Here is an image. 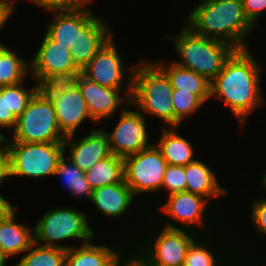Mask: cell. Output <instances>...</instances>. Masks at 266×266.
I'll list each match as a JSON object with an SVG mask.
<instances>
[{"mask_svg": "<svg viewBox=\"0 0 266 266\" xmlns=\"http://www.w3.org/2000/svg\"><path fill=\"white\" fill-rule=\"evenodd\" d=\"M262 68L250 50H235L210 82V98L227 105L241 127L251 112L266 104L260 87Z\"/></svg>", "mask_w": 266, "mask_h": 266, "instance_id": "6da1fadb", "label": "cell"}, {"mask_svg": "<svg viewBox=\"0 0 266 266\" xmlns=\"http://www.w3.org/2000/svg\"><path fill=\"white\" fill-rule=\"evenodd\" d=\"M195 34L249 49L244 39L255 27L246 18L241 0H201L185 18Z\"/></svg>", "mask_w": 266, "mask_h": 266, "instance_id": "7a4b0ae2", "label": "cell"}, {"mask_svg": "<svg viewBox=\"0 0 266 266\" xmlns=\"http://www.w3.org/2000/svg\"><path fill=\"white\" fill-rule=\"evenodd\" d=\"M172 92L169 78L153 61L143 59L136 64L129 105L144 116H156L168 126L175 127Z\"/></svg>", "mask_w": 266, "mask_h": 266, "instance_id": "3957f363", "label": "cell"}, {"mask_svg": "<svg viewBox=\"0 0 266 266\" xmlns=\"http://www.w3.org/2000/svg\"><path fill=\"white\" fill-rule=\"evenodd\" d=\"M169 37L181 59L174 63L204 76L209 82L222 71L225 61L236 50L227 42L197 35L186 25L180 33Z\"/></svg>", "mask_w": 266, "mask_h": 266, "instance_id": "277c9868", "label": "cell"}, {"mask_svg": "<svg viewBox=\"0 0 266 266\" xmlns=\"http://www.w3.org/2000/svg\"><path fill=\"white\" fill-rule=\"evenodd\" d=\"M4 147L6 179L54 176L57 165L65 154L63 142L4 141Z\"/></svg>", "mask_w": 266, "mask_h": 266, "instance_id": "5b68a950", "label": "cell"}, {"mask_svg": "<svg viewBox=\"0 0 266 266\" xmlns=\"http://www.w3.org/2000/svg\"><path fill=\"white\" fill-rule=\"evenodd\" d=\"M34 242L44 246L57 247L69 250L74 246H63L56 243L69 239L83 240L82 245L96 238L94 229L89 225L88 216L77 208H51L33 227ZM56 241V242H55Z\"/></svg>", "mask_w": 266, "mask_h": 266, "instance_id": "8992f818", "label": "cell"}, {"mask_svg": "<svg viewBox=\"0 0 266 266\" xmlns=\"http://www.w3.org/2000/svg\"><path fill=\"white\" fill-rule=\"evenodd\" d=\"M12 132V138L6 136L4 141L55 143L65 140V136L59 130L52 101L40 90L17 118Z\"/></svg>", "mask_w": 266, "mask_h": 266, "instance_id": "52a82bcc", "label": "cell"}, {"mask_svg": "<svg viewBox=\"0 0 266 266\" xmlns=\"http://www.w3.org/2000/svg\"><path fill=\"white\" fill-rule=\"evenodd\" d=\"M159 229L157 231L159 233L156 232L157 235L151 234L153 236L150 241V237H148V241L145 239L146 246L138 244L136 246L138 249L135 248L136 250L131 251L145 266H184L189 245L199 234H205V232L198 233L190 229L167 228L164 226L159 227Z\"/></svg>", "mask_w": 266, "mask_h": 266, "instance_id": "ba28073f", "label": "cell"}, {"mask_svg": "<svg viewBox=\"0 0 266 266\" xmlns=\"http://www.w3.org/2000/svg\"><path fill=\"white\" fill-rule=\"evenodd\" d=\"M124 181L134 196L162 190V181L167 162L153 143L138 153L126 156Z\"/></svg>", "mask_w": 266, "mask_h": 266, "instance_id": "9c48e42d", "label": "cell"}, {"mask_svg": "<svg viewBox=\"0 0 266 266\" xmlns=\"http://www.w3.org/2000/svg\"><path fill=\"white\" fill-rule=\"evenodd\" d=\"M113 37L114 35L98 50L90 63L83 69V74L101 86L120 90L123 88V94L131 98L133 73L136 64L127 70L128 73H125L124 59L120 56ZM125 74L129 77H127L128 83L124 84L126 87L123 86V79L126 78Z\"/></svg>", "mask_w": 266, "mask_h": 266, "instance_id": "30bf717a", "label": "cell"}, {"mask_svg": "<svg viewBox=\"0 0 266 266\" xmlns=\"http://www.w3.org/2000/svg\"><path fill=\"white\" fill-rule=\"evenodd\" d=\"M105 133L111 153L122 158L152 145L148 140L145 116L137 110L122 109L117 125L110 133Z\"/></svg>", "mask_w": 266, "mask_h": 266, "instance_id": "8fae6325", "label": "cell"}, {"mask_svg": "<svg viewBox=\"0 0 266 266\" xmlns=\"http://www.w3.org/2000/svg\"><path fill=\"white\" fill-rule=\"evenodd\" d=\"M168 199L159 208L163 211V214L174 221H165L162 224L167 228H178V229H196L202 230L204 224V216L206 213V208L208 207V201L206 198L190 193L188 191L176 192L173 194H168ZM176 223V225L174 224ZM203 223V224H202ZM203 225V226H202ZM194 226L201 227L197 230ZM190 227V228H189Z\"/></svg>", "mask_w": 266, "mask_h": 266, "instance_id": "7c38bea8", "label": "cell"}, {"mask_svg": "<svg viewBox=\"0 0 266 266\" xmlns=\"http://www.w3.org/2000/svg\"><path fill=\"white\" fill-rule=\"evenodd\" d=\"M39 50L29 62V77L40 84L48 75L77 68L71 49L52 40L46 33Z\"/></svg>", "mask_w": 266, "mask_h": 266, "instance_id": "4fadbf2b", "label": "cell"}, {"mask_svg": "<svg viewBox=\"0 0 266 266\" xmlns=\"http://www.w3.org/2000/svg\"><path fill=\"white\" fill-rule=\"evenodd\" d=\"M78 87L86 101L91 120L96 123L103 118H111L121 108V104H130V98L126 94H121L123 90L101 86L84 74Z\"/></svg>", "mask_w": 266, "mask_h": 266, "instance_id": "5bb4252c", "label": "cell"}, {"mask_svg": "<svg viewBox=\"0 0 266 266\" xmlns=\"http://www.w3.org/2000/svg\"><path fill=\"white\" fill-rule=\"evenodd\" d=\"M74 135L65 137L64 148L69 146L70 159L84 172L89 170L95 163L111 155L108 137L102 129L92 128L90 134L83 136L74 142Z\"/></svg>", "mask_w": 266, "mask_h": 266, "instance_id": "9a60e30c", "label": "cell"}, {"mask_svg": "<svg viewBox=\"0 0 266 266\" xmlns=\"http://www.w3.org/2000/svg\"><path fill=\"white\" fill-rule=\"evenodd\" d=\"M47 97L52 101L59 130L65 137L75 135L77 128L86 118L91 120L86 101L78 86L71 87L62 94Z\"/></svg>", "mask_w": 266, "mask_h": 266, "instance_id": "2e32d148", "label": "cell"}, {"mask_svg": "<svg viewBox=\"0 0 266 266\" xmlns=\"http://www.w3.org/2000/svg\"><path fill=\"white\" fill-rule=\"evenodd\" d=\"M18 208L12 205L0 216V261L7 266V260L24 254L34 242V233L24 224L16 223Z\"/></svg>", "mask_w": 266, "mask_h": 266, "instance_id": "e0dca14e", "label": "cell"}, {"mask_svg": "<svg viewBox=\"0 0 266 266\" xmlns=\"http://www.w3.org/2000/svg\"><path fill=\"white\" fill-rule=\"evenodd\" d=\"M103 18L105 19L102 15H94L79 30L78 44L71 49L73 63L77 68L84 69L104 43L113 36L108 22H104Z\"/></svg>", "mask_w": 266, "mask_h": 266, "instance_id": "ac0fdd59", "label": "cell"}, {"mask_svg": "<svg viewBox=\"0 0 266 266\" xmlns=\"http://www.w3.org/2000/svg\"><path fill=\"white\" fill-rule=\"evenodd\" d=\"M87 6L71 10H56L46 34L67 49H73L79 41V30L94 16Z\"/></svg>", "mask_w": 266, "mask_h": 266, "instance_id": "d6986e66", "label": "cell"}, {"mask_svg": "<svg viewBox=\"0 0 266 266\" xmlns=\"http://www.w3.org/2000/svg\"><path fill=\"white\" fill-rule=\"evenodd\" d=\"M95 243L94 238V241L80 246L74 244L73 248L67 250L65 266H118L130 252V247L128 252H123L122 248L118 252V249L115 250L110 245Z\"/></svg>", "mask_w": 266, "mask_h": 266, "instance_id": "ffe728a7", "label": "cell"}, {"mask_svg": "<svg viewBox=\"0 0 266 266\" xmlns=\"http://www.w3.org/2000/svg\"><path fill=\"white\" fill-rule=\"evenodd\" d=\"M134 198L132 190L123 180L121 183L94 189L90 202L105 217L117 218L123 216L127 211L129 212Z\"/></svg>", "mask_w": 266, "mask_h": 266, "instance_id": "44dd1931", "label": "cell"}, {"mask_svg": "<svg viewBox=\"0 0 266 266\" xmlns=\"http://www.w3.org/2000/svg\"><path fill=\"white\" fill-rule=\"evenodd\" d=\"M186 191L206 198L208 201L217 196L228 195L227 188H222L211 168L201 160H195L185 166Z\"/></svg>", "mask_w": 266, "mask_h": 266, "instance_id": "7402d4cb", "label": "cell"}, {"mask_svg": "<svg viewBox=\"0 0 266 266\" xmlns=\"http://www.w3.org/2000/svg\"><path fill=\"white\" fill-rule=\"evenodd\" d=\"M169 78L173 89L191 92L203 103L210 98V82L198 73L183 68L174 62L167 64V61H153Z\"/></svg>", "mask_w": 266, "mask_h": 266, "instance_id": "603a6c76", "label": "cell"}, {"mask_svg": "<svg viewBox=\"0 0 266 266\" xmlns=\"http://www.w3.org/2000/svg\"><path fill=\"white\" fill-rule=\"evenodd\" d=\"M163 126L162 135L155 143L167 165L186 166L194 162L195 148L190 141L178 134L179 127Z\"/></svg>", "mask_w": 266, "mask_h": 266, "instance_id": "cb8c5ba5", "label": "cell"}, {"mask_svg": "<svg viewBox=\"0 0 266 266\" xmlns=\"http://www.w3.org/2000/svg\"><path fill=\"white\" fill-rule=\"evenodd\" d=\"M85 176L93 190L99 187L121 183L124 180L123 158L111 154L85 171Z\"/></svg>", "mask_w": 266, "mask_h": 266, "instance_id": "d4e9b609", "label": "cell"}, {"mask_svg": "<svg viewBox=\"0 0 266 266\" xmlns=\"http://www.w3.org/2000/svg\"><path fill=\"white\" fill-rule=\"evenodd\" d=\"M0 42V87L20 84L29 76V62Z\"/></svg>", "mask_w": 266, "mask_h": 266, "instance_id": "484cf974", "label": "cell"}, {"mask_svg": "<svg viewBox=\"0 0 266 266\" xmlns=\"http://www.w3.org/2000/svg\"><path fill=\"white\" fill-rule=\"evenodd\" d=\"M56 175L63 179L64 187L71 195L79 198L86 196L89 202L91 201L93 189L87 181L85 172L78 168L70 159L67 161L65 154L57 165L54 176Z\"/></svg>", "mask_w": 266, "mask_h": 266, "instance_id": "4316f807", "label": "cell"}, {"mask_svg": "<svg viewBox=\"0 0 266 266\" xmlns=\"http://www.w3.org/2000/svg\"><path fill=\"white\" fill-rule=\"evenodd\" d=\"M14 266H65L67 250L33 242Z\"/></svg>", "mask_w": 266, "mask_h": 266, "instance_id": "83f0119b", "label": "cell"}, {"mask_svg": "<svg viewBox=\"0 0 266 266\" xmlns=\"http://www.w3.org/2000/svg\"><path fill=\"white\" fill-rule=\"evenodd\" d=\"M204 236L201 234L200 237L199 234V236L191 242L186 253L184 266H221L222 264V266H224L221 260L222 257L220 256L221 253L219 254L218 251H216L219 246L215 249V244L213 248V242L211 244H207V241L204 242V240H207V237L210 238V236L206 234H204Z\"/></svg>", "mask_w": 266, "mask_h": 266, "instance_id": "f1b7e54d", "label": "cell"}, {"mask_svg": "<svg viewBox=\"0 0 266 266\" xmlns=\"http://www.w3.org/2000/svg\"><path fill=\"white\" fill-rule=\"evenodd\" d=\"M82 75L81 68L50 74L39 84V90L45 96L62 94L71 87L78 86Z\"/></svg>", "mask_w": 266, "mask_h": 266, "instance_id": "f546056e", "label": "cell"}, {"mask_svg": "<svg viewBox=\"0 0 266 266\" xmlns=\"http://www.w3.org/2000/svg\"><path fill=\"white\" fill-rule=\"evenodd\" d=\"M171 97L175 113V127L180 126L186 117L195 114V111L204 104L193 93L180 91V89H173Z\"/></svg>", "mask_w": 266, "mask_h": 266, "instance_id": "4dcf8cb0", "label": "cell"}, {"mask_svg": "<svg viewBox=\"0 0 266 266\" xmlns=\"http://www.w3.org/2000/svg\"><path fill=\"white\" fill-rule=\"evenodd\" d=\"M39 90V84L31 86L29 89L24 87V81L20 84L8 86L9 109L18 118L26 109L28 102Z\"/></svg>", "mask_w": 266, "mask_h": 266, "instance_id": "1f68e13d", "label": "cell"}, {"mask_svg": "<svg viewBox=\"0 0 266 266\" xmlns=\"http://www.w3.org/2000/svg\"><path fill=\"white\" fill-rule=\"evenodd\" d=\"M161 188L167 194L186 191L185 166L167 165Z\"/></svg>", "mask_w": 266, "mask_h": 266, "instance_id": "d6a6232c", "label": "cell"}, {"mask_svg": "<svg viewBox=\"0 0 266 266\" xmlns=\"http://www.w3.org/2000/svg\"><path fill=\"white\" fill-rule=\"evenodd\" d=\"M17 118L9 109L8 86L0 87V127L8 128L11 131L16 125Z\"/></svg>", "mask_w": 266, "mask_h": 266, "instance_id": "836d02e7", "label": "cell"}, {"mask_svg": "<svg viewBox=\"0 0 266 266\" xmlns=\"http://www.w3.org/2000/svg\"><path fill=\"white\" fill-rule=\"evenodd\" d=\"M251 206V223L259 235L260 233L266 235V200L263 198L254 199Z\"/></svg>", "mask_w": 266, "mask_h": 266, "instance_id": "e575fe53", "label": "cell"}, {"mask_svg": "<svg viewBox=\"0 0 266 266\" xmlns=\"http://www.w3.org/2000/svg\"><path fill=\"white\" fill-rule=\"evenodd\" d=\"M246 18L256 28L258 20L266 11V0H241Z\"/></svg>", "mask_w": 266, "mask_h": 266, "instance_id": "d590c367", "label": "cell"}, {"mask_svg": "<svg viewBox=\"0 0 266 266\" xmlns=\"http://www.w3.org/2000/svg\"><path fill=\"white\" fill-rule=\"evenodd\" d=\"M42 7L45 10H71L82 7L83 5L78 0H26Z\"/></svg>", "mask_w": 266, "mask_h": 266, "instance_id": "8d00e7d4", "label": "cell"}, {"mask_svg": "<svg viewBox=\"0 0 266 266\" xmlns=\"http://www.w3.org/2000/svg\"><path fill=\"white\" fill-rule=\"evenodd\" d=\"M15 0H0V30L5 26L6 22L15 12Z\"/></svg>", "mask_w": 266, "mask_h": 266, "instance_id": "74e56055", "label": "cell"}, {"mask_svg": "<svg viewBox=\"0 0 266 266\" xmlns=\"http://www.w3.org/2000/svg\"><path fill=\"white\" fill-rule=\"evenodd\" d=\"M6 198L7 197H4L0 192V216L3 215L12 206L10 201Z\"/></svg>", "mask_w": 266, "mask_h": 266, "instance_id": "f35d334b", "label": "cell"}, {"mask_svg": "<svg viewBox=\"0 0 266 266\" xmlns=\"http://www.w3.org/2000/svg\"><path fill=\"white\" fill-rule=\"evenodd\" d=\"M6 181L5 154H0V186Z\"/></svg>", "mask_w": 266, "mask_h": 266, "instance_id": "ab89813d", "label": "cell"}, {"mask_svg": "<svg viewBox=\"0 0 266 266\" xmlns=\"http://www.w3.org/2000/svg\"><path fill=\"white\" fill-rule=\"evenodd\" d=\"M6 134L0 132V154H5L4 139Z\"/></svg>", "mask_w": 266, "mask_h": 266, "instance_id": "60d3db41", "label": "cell"}, {"mask_svg": "<svg viewBox=\"0 0 266 266\" xmlns=\"http://www.w3.org/2000/svg\"><path fill=\"white\" fill-rule=\"evenodd\" d=\"M130 255V256H129ZM136 266H145L143 265L134 255L132 252L128 253L127 256Z\"/></svg>", "mask_w": 266, "mask_h": 266, "instance_id": "b9f144b4", "label": "cell"}, {"mask_svg": "<svg viewBox=\"0 0 266 266\" xmlns=\"http://www.w3.org/2000/svg\"><path fill=\"white\" fill-rule=\"evenodd\" d=\"M118 266H136V265L126 255V257Z\"/></svg>", "mask_w": 266, "mask_h": 266, "instance_id": "7bdbcfd3", "label": "cell"}, {"mask_svg": "<svg viewBox=\"0 0 266 266\" xmlns=\"http://www.w3.org/2000/svg\"><path fill=\"white\" fill-rule=\"evenodd\" d=\"M261 184H263L264 188L266 189V172L261 177ZM266 200V198H263Z\"/></svg>", "mask_w": 266, "mask_h": 266, "instance_id": "ee69618b", "label": "cell"}, {"mask_svg": "<svg viewBox=\"0 0 266 266\" xmlns=\"http://www.w3.org/2000/svg\"><path fill=\"white\" fill-rule=\"evenodd\" d=\"M83 6H87L89 5V3L91 4L92 1L94 0H78Z\"/></svg>", "mask_w": 266, "mask_h": 266, "instance_id": "f6af8a7d", "label": "cell"}]
</instances>
